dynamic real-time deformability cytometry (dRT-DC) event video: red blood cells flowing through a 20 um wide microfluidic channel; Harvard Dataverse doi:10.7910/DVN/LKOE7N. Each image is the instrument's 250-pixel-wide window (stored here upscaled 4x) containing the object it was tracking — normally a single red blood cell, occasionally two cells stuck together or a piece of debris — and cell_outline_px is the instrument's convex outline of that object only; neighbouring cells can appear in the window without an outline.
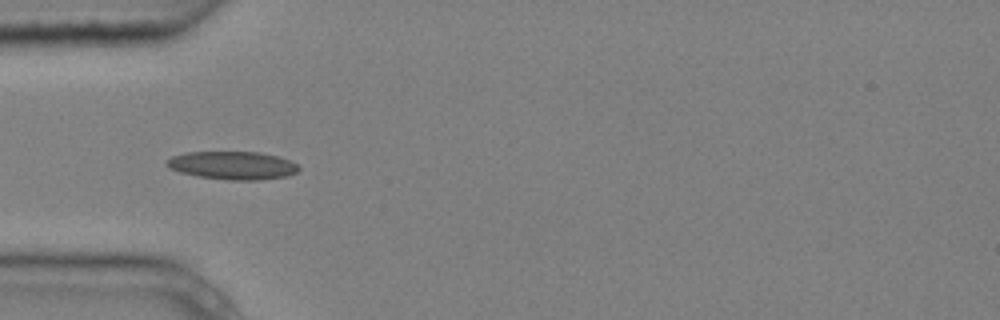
{"species": "common noctule bat (a hibernating species)", "species_latin": "Nyctalus noctula", "temperature_condition": "cold", "stored_images_in_passage": 4, "camera_frame_rate_fps": 3000, "um_per_image_px": 0.085, "animal": {"sex": "male", "body_mass_g": 20.4}, "frame": {"image": 1, "passage_image": 4, "time_ms": 1.0, "image_size_px": [1000, 320], "cell_outline_px": [[300, 168], [296, 172], [288, 176], [256, 180], [224, 180], [196, 176], [180, 172], [168, 168], [164, 164], [172, 156], [188, 152], [260, 152], [276, 156], [288, 160], [296, 164]], "centroid_in_image_um": [19.74, 14.06], "position_along_channel_um": 65.3, "area_um2": 21.62}}